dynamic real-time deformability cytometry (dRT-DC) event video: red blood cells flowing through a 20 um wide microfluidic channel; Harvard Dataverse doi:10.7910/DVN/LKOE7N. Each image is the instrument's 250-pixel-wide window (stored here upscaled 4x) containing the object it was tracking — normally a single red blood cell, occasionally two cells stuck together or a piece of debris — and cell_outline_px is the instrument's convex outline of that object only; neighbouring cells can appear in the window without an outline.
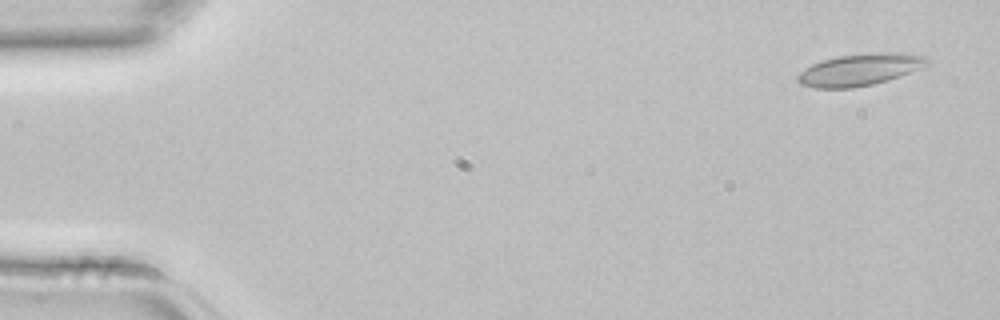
{"species": "common noctule bat (a hibernating species)", "species_latin": "Nyctalus noctula", "temperature_condition": "room temperature", "stored_images_in_passage": 6, "camera_frame_rate_fps": 3000, "um_per_image_px": 0.085, "animal": {"sex": "female", "body_mass_g": 22.7, "forearm_length_mm": 54.2}, "frame": {"image": 1, "passage_image": 1, "time_ms": 0.0, "image_size_px": [1000, 320], "cell_outline_px": [[928, 64], [920, 68], [900, 76], [888, 80], [872, 84], [852, 88], [816, 88], [800, 84], [796, 80], [796, 76], [800, 72], [812, 64], [820, 60], [840, 56], [868, 52], [904, 52], [924, 56], [928, 60]], "centroid_in_image_um": [73.07, 5.91], "position_along_channel_um": 11.9, "area_um2": 24.16}}
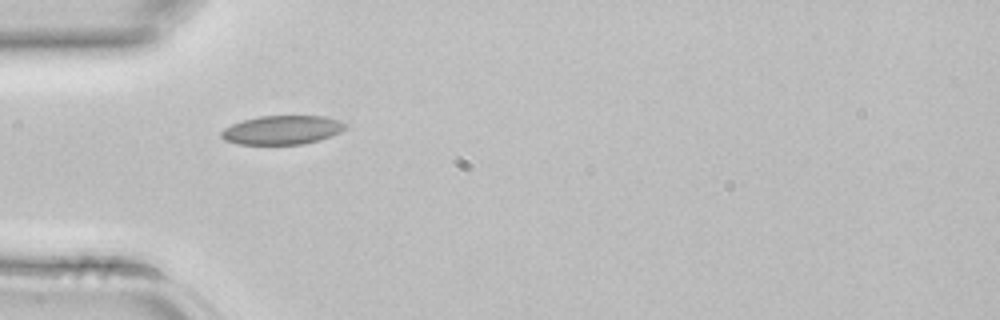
{"frame": {"image": 2, "passage_image": 4, "time_ms": 1.0, "image_size_px": [1000, 320], "cell_outline_px": [[348, 128], [340, 132], [320, 140], [304, 144], [236, 144], [224, 140], [220, 136], [220, 132], [224, 128], [232, 124], [244, 120], [260, 116], [324, 116], [340, 120], [348, 124]], "centroid_in_image_um": [24.01, 11.05], "position_along_channel_um": 61.0, "area_um2": 21.04}}